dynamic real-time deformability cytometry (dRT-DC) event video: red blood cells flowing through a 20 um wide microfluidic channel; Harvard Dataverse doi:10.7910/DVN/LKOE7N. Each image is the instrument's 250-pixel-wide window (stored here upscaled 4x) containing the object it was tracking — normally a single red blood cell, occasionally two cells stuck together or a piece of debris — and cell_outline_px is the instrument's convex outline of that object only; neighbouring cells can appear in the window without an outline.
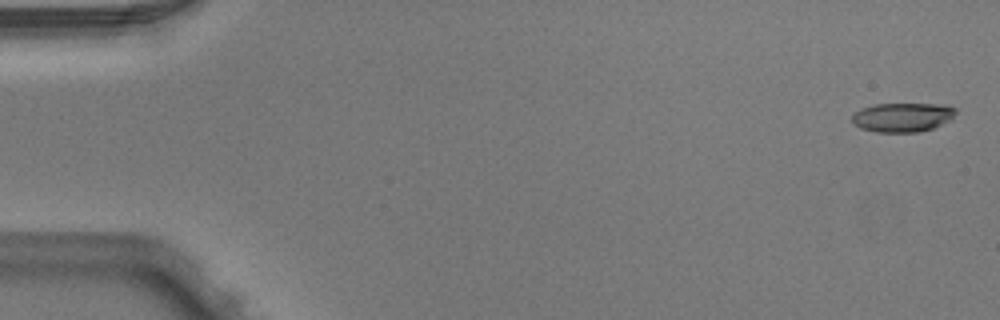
{"species": "Egyptian fruit bat (a non-hibernating species)", "species_latin": "Rousettus aegyptiacus", "temperature_condition": "warm", "stored_images_in_passage": 8, "camera_frame_rate_fps": 3000, "um_per_image_px": 0.085, "animal": {"sex": "male"}, "frame": {"image": 1, "passage_image": 1, "time_ms": 0.0, "image_size_px": [1000, 320], "cell_outline_px": [[956, 112], [952, 120], [932, 128], [916, 132], [876, 132], [860, 128], [852, 124], [852, 116], [860, 108], [872, 104], [948, 104], [956, 108]], "centroid_in_image_um": [76.72, 9.96], "position_along_channel_um": 8.3, "area_um2": 17.86}}
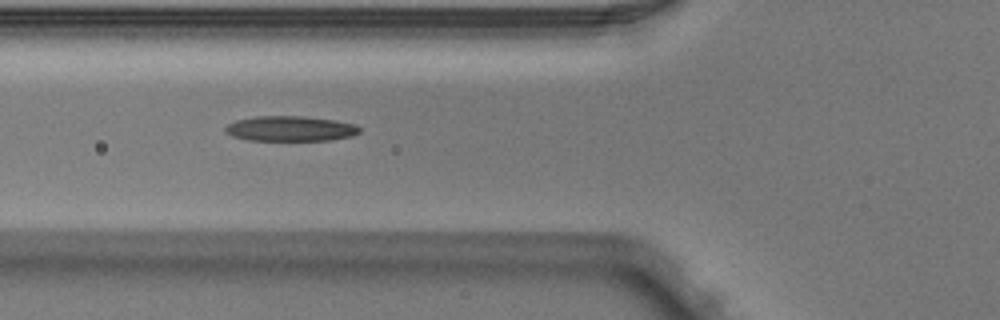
{"frame": {"image": 2, "passage_image": 6, "time_ms": 1.667, "image_size_px": [1000, 320], "cell_outline_px": [[360, 132], [352, 136], [332, 140], [248, 140], [232, 136], [224, 128], [228, 124], [236, 120], [256, 116], [304, 116], [332, 120], [356, 124], [360, 128]], "centroid_in_image_um": [24.7, 10.93], "position_along_channel_um": 101.1, "area_um2": 19.59}}
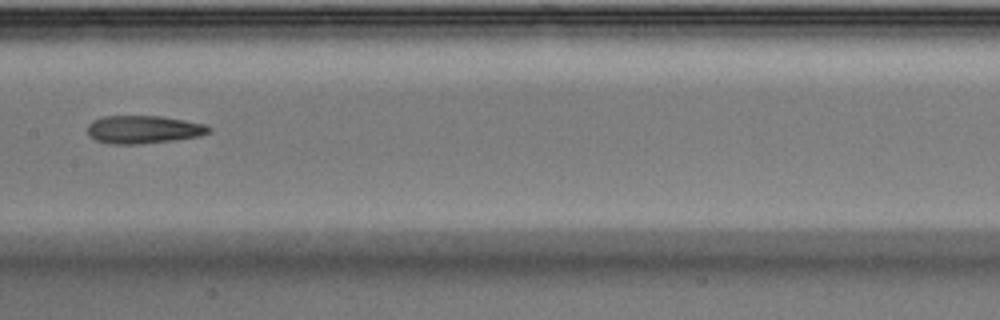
{"frame": {"image": 3, "passage_image": 8, "time_ms": 2.333, "image_size_px": [1000, 320], "cell_outline_px": [[212, 128], [208, 132], [200, 136], [172, 140], [140, 144], [112, 144], [96, 140], [88, 136], [88, 124], [92, 120], [104, 116], [160, 116], [184, 120], [204, 124]], "centroid_in_image_um": [12.16, 11.0], "position_along_channel_um": 195.2, "area_um2": 19.71}}